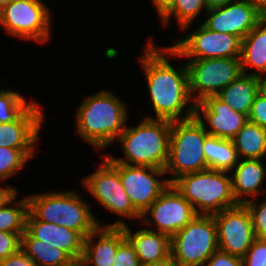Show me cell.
I'll return each instance as SVG.
<instances>
[{
    "instance_id": "6da1fadb",
    "label": "cell",
    "mask_w": 266,
    "mask_h": 266,
    "mask_svg": "<svg viewBox=\"0 0 266 266\" xmlns=\"http://www.w3.org/2000/svg\"><path fill=\"white\" fill-rule=\"evenodd\" d=\"M153 40V37L148 39L145 50L138 57L156 115L145 117L170 121L190 119L195 115V103L189 93L186 63L174 68L166 57L168 46L157 47Z\"/></svg>"
},
{
    "instance_id": "7a4b0ae2",
    "label": "cell",
    "mask_w": 266,
    "mask_h": 266,
    "mask_svg": "<svg viewBox=\"0 0 266 266\" xmlns=\"http://www.w3.org/2000/svg\"><path fill=\"white\" fill-rule=\"evenodd\" d=\"M128 111L127 103L115 93L101 90L81 100L75 111V131L95 149L108 148L125 129Z\"/></svg>"
},
{
    "instance_id": "3957f363",
    "label": "cell",
    "mask_w": 266,
    "mask_h": 266,
    "mask_svg": "<svg viewBox=\"0 0 266 266\" xmlns=\"http://www.w3.org/2000/svg\"><path fill=\"white\" fill-rule=\"evenodd\" d=\"M171 123L167 119L145 117L135 127L126 126L116 140L124 157L108 156L115 163L165 169L169 157Z\"/></svg>"
},
{
    "instance_id": "277c9868",
    "label": "cell",
    "mask_w": 266,
    "mask_h": 266,
    "mask_svg": "<svg viewBox=\"0 0 266 266\" xmlns=\"http://www.w3.org/2000/svg\"><path fill=\"white\" fill-rule=\"evenodd\" d=\"M29 212L37 219L64 226L84 239L98 226H105L92 213L90 204L76 190L28 195Z\"/></svg>"
},
{
    "instance_id": "5b68a950",
    "label": "cell",
    "mask_w": 266,
    "mask_h": 266,
    "mask_svg": "<svg viewBox=\"0 0 266 266\" xmlns=\"http://www.w3.org/2000/svg\"><path fill=\"white\" fill-rule=\"evenodd\" d=\"M171 184L197 215L213 216L239 205L233 195L230 172L206 169L182 175Z\"/></svg>"
},
{
    "instance_id": "8992f818",
    "label": "cell",
    "mask_w": 266,
    "mask_h": 266,
    "mask_svg": "<svg viewBox=\"0 0 266 266\" xmlns=\"http://www.w3.org/2000/svg\"><path fill=\"white\" fill-rule=\"evenodd\" d=\"M209 134L204 126L192 117L172 121L170 127L169 157L165 166L171 184L178 177L209 169L204 155V143Z\"/></svg>"
},
{
    "instance_id": "52a82bcc",
    "label": "cell",
    "mask_w": 266,
    "mask_h": 266,
    "mask_svg": "<svg viewBox=\"0 0 266 266\" xmlns=\"http://www.w3.org/2000/svg\"><path fill=\"white\" fill-rule=\"evenodd\" d=\"M51 10L44 0H14L0 10V26L13 38L46 44L53 33Z\"/></svg>"
},
{
    "instance_id": "ba28073f",
    "label": "cell",
    "mask_w": 266,
    "mask_h": 266,
    "mask_svg": "<svg viewBox=\"0 0 266 266\" xmlns=\"http://www.w3.org/2000/svg\"><path fill=\"white\" fill-rule=\"evenodd\" d=\"M171 257L177 266H205L219 249L214 216L196 215L170 238Z\"/></svg>"
},
{
    "instance_id": "9c48e42d",
    "label": "cell",
    "mask_w": 266,
    "mask_h": 266,
    "mask_svg": "<svg viewBox=\"0 0 266 266\" xmlns=\"http://www.w3.org/2000/svg\"><path fill=\"white\" fill-rule=\"evenodd\" d=\"M189 93L196 104L206 97L216 96L242 73L240 57L188 59Z\"/></svg>"
},
{
    "instance_id": "30bf717a",
    "label": "cell",
    "mask_w": 266,
    "mask_h": 266,
    "mask_svg": "<svg viewBox=\"0 0 266 266\" xmlns=\"http://www.w3.org/2000/svg\"><path fill=\"white\" fill-rule=\"evenodd\" d=\"M168 46L170 57L187 59H213L241 57L242 39L238 36L215 32L202 23Z\"/></svg>"
},
{
    "instance_id": "8fae6325",
    "label": "cell",
    "mask_w": 266,
    "mask_h": 266,
    "mask_svg": "<svg viewBox=\"0 0 266 266\" xmlns=\"http://www.w3.org/2000/svg\"><path fill=\"white\" fill-rule=\"evenodd\" d=\"M95 172L84 177L82 185L103 209L129 221L141 220V214L133 207L118 170L103 156Z\"/></svg>"
},
{
    "instance_id": "7c38bea8",
    "label": "cell",
    "mask_w": 266,
    "mask_h": 266,
    "mask_svg": "<svg viewBox=\"0 0 266 266\" xmlns=\"http://www.w3.org/2000/svg\"><path fill=\"white\" fill-rule=\"evenodd\" d=\"M102 155L118 170L123 189L141 215L170 184L164 169L115 163L107 154Z\"/></svg>"
},
{
    "instance_id": "4fadbf2b",
    "label": "cell",
    "mask_w": 266,
    "mask_h": 266,
    "mask_svg": "<svg viewBox=\"0 0 266 266\" xmlns=\"http://www.w3.org/2000/svg\"><path fill=\"white\" fill-rule=\"evenodd\" d=\"M196 215L192 205L172 184H169L155 202L141 215L140 221L142 223L140 224L145 225L148 229L152 227L154 231L166 234L171 238Z\"/></svg>"
},
{
    "instance_id": "5bb4252c",
    "label": "cell",
    "mask_w": 266,
    "mask_h": 266,
    "mask_svg": "<svg viewBox=\"0 0 266 266\" xmlns=\"http://www.w3.org/2000/svg\"><path fill=\"white\" fill-rule=\"evenodd\" d=\"M213 216L217 225L219 250L243 258L256 239L247 207L239 204Z\"/></svg>"
},
{
    "instance_id": "9a60e30c",
    "label": "cell",
    "mask_w": 266,
    "mask_h": 266,
    "mask_svg": "<svg viewBox=\"0 0 266 266\" xmlns=\"http://www.w3.org/2000/svg\"><path fill=\"white\" fill-rule=\"evenodd\" d=\"M39 104L34 101L15 121L0 123V147L19 149L30 160L35 157L38 150L35 145L46 121Z\"/></svg>"
},
{
    "instance_id": "2e32d148",
    "label": "cell",
    "mask_w": 266,
    "mask_h": 266,
    "mask_svg": "<svg viewBox=\"0 0 266 266\" xmlns=\"http://www.w3.org/2000/svg\"><path fill=\"white\" fill-rule=\"evenodd\" d=\"M202 24L215 32L229 33L243 39L264 16L249 0H234L229 4L209 9Z\"/></svg>"
},
{
    "instance_id": "e0dca14e",
    "label": "cell",
    "mask_w": 266,
    "mask_h": 266,
    "mask_svg": "<svg viewBox=\"0 0 266 266\" xmlns=\"http://www.w3.org/2000/svg\"><path fill=\"white\" fill-rule=\"evenodd\" d=\"M194 116L209 135L223 139H232L248 122L247 115L234 111L217 96L196 103Z\"/></svg>"
},
{
    "instance_id": "ac0fdd59",
    "label": "cell",
    "mask_w": 266,
    "mask_h": 266,
    "mask_svg": "<svg viewBox=\"0 0 266 266\" xmlns=\"http://www.w3.org/2000/svg\"><path fill=\"white\" fill-rule=\"evenodd\" d=\"M26 230L43 243L64 251L72 260L83 257L84 238L74 230L37 220L30 212L26 218Z\"/></svg>"
},
{
    "instance_id": "d6986e66",
    "label": "cell",
    "mask_w": 266,
    "mask_h": 266,
    "mask_svg": "<svg viewBox=\"0 0 266 266\" xmlns=\"http://www.w3.org/2000/svg\"><path fill=\"white\" fill-rule=\"evenodd\" d=\"M125 238L122 226H98L84 239L82 260L87 266H112Z\"/></svg>"
},
{
    "instance_id": "ffe728a7",
    "label": "cell",
    "mask_w": 266,
    "mask_h": 266,
    "mask_svg": "<svg viewBox=\"0 0 266 266\" xmlns=\"http://www.w3.org/2000/svg\"><path fill=\"white\" fill-rule=\"evenodd\" d=\"M126 223L119 217L118 220L105 224V226L123 227L125 237L133 245L140 264L161 261L171 255L169 236L146 227L132 232V228Z\"/></svg>"
},
{
    "instance_id": "44dd1931",
    "label": "cell",
    "mask_w": 266,
    "mask_h": 266,
    "mask_svg": "<svg viewBox=\"0 0 266 266\" xmlns=\"http://www.w3.org/2000/svg\"><path fill=\"white\" fill-rule=\"evenodd\" d=\"M265 165L264 159H240L230 171L233 195L239 204L257 199L266 191L263 187L266 184Z\"/></svg>"
},
{
    "instance_id": "7402d4cb",
    "label": "cell",
    "mask_w": 266,
    "mask_h": 266,
    "mask_svg": "<svg viewBox=\"0 0 266 266\" xmlns=\"http://www.w3.org/2000/svg\"><path fill=\"white\" fill-rule=\"evenodd\" d=\"M240 59L243 73L266 75V17L242 39Z\"/></svg>"
},
{
    "instance_id": "603a6c76",
    "label": "cell",
    "mask_w": 266,
    "mask_h": 266,
    "mask_svg": "<svg viewBox=\"0 0 266 266\" xmlns=\"http://www.w3.org/2000/svg\"><path fill=\"white\" fill-rule=\"evenodd\" d=\"M257 94V76L242 73L216 96L223 102L229 104L234 111L248 116Z\"/></svg>"
},
{
    "instance_id": "cb8c5ba5",
    "label": "cell",
    "mask_w": 266,
    "mask_h": 266,
    "mask_svg": "<svg viewBox=\"0 0 266 266\" xmlns=\"http://www.w3.org/2000/svg\"><path fill=\"white\" fill-rule=\"evenodd\" d=\"M231 140L240 159L266 158V128L248 121Z\"/></svg>"
},
{
    "instance_id": "d4e9b609",
    "label": "cell",
    "mask_w": 266,
    "mask_h": 266,
    "mask_svg": "<svg viewBox=\"0 0 266 266\" xmlns=\"http://www.w3.org/2000/svg\"><path fill=\"white\" fill-rule=\"evenodd\" d=\"M21 250L36 266H66L72 261L64 251L34 238L27 230L21 235Z\"/></svg>"
},
{
    "instance_id": "484cf974",
    "label": "cell",
    "mask_w": 266,
    "mask_h": 266,
    "mask_svg": "<svg viewBox=\"0 0 266 266\" xmlns=\"http://www.w3.org/2000/svg\"><path fill=\"white\" fill-rule=\"evenodd\" d=\"M203 150L209 169L230 172L240 160L231 139L208 135Z\"/></svg>"
},
{
    "instance_id": "4316f807",
    "label": "cell",
    "mask_w": 266,
    "mask_h": 266,
    "mask_svg": "<svg viewBox=\"0 0 266 266\" xmlns=\"http://www.w3.org/2000/svg\"><path fill=\"white\" fill-rule=\"evenodd\" d=\"M208 10L203 0H176L174 6L160 19L162 27L171 24V19L176 21L177 28L181 31H187L191 24Z\"/></svg>"
},
{
    "instance_id": "83f0119b",
    "label": "cell",
    "mask_w": 266,
    "mask_h": 266,
    "mask_svg": "<svg viewBox=\"0 0 266 266\" xmlns=\"http://www.w3.org/2000/svg\"><path fill=\"white\" fill-rule=\"evenodd\" d=\"M17 198L18 195L0 208V231L22 235L26 230L29 202L27 196L19 200Z\"/></svg>"
},
{
    "instance_id": "f1b7e54d",
    "label": "cell",
    "mask_w": 266,
    "mask_h": 266,
    "mask_svg": "<svg viewBox=\"0 0 266 266\" xmlns=\"http://www.w3.org/2000/svg\"><path fill=\"white\" fill-rule=\"evenodd\" d=\"M7 88H0V123L15 121L33 102H27L26 96Z\"/></svg>"
},
{
    "instance_id": "f546056e",
    "label": "cell",
    "mask_w": 266,
    "mask_h": 266,
    "mask_svg": "<svg viewBox=\"0 0 266 266\" xmlns=\"http://www.w3.org/2000/svg\"><path fill=\"white\" fill-rule=\"evenodd\" d=\"M29 161L19 149L0 147V183L16 176Z\"/></svg>"
},
{
    "instance_id": "4dcf8cb0",
    "label": "cell",
    "mask_w": 266,
    "mask_h": 266,
    "mask_svg": "<svg viewBox=\"0 0 266 266\" xmlns=\"http://www.w3.org/2000/svg\"><path fill=\"white\" fill-rule=\"evenodd\" d=\"M260 200H249L244 203L250 212L252 225L257 239L266 240V199L259 203Z\"/></svg>"
},
{
    "instance_id": "1f68e13d",
    "label": "cell",
    "mask_w": 266,
    "mask_h": 266,
    "mask_svg": "<svg viewBox=\"0 0 266 266\" xmlns=\"http://www.w3.org/2000/svg\"><path fill=\"white\" fill-rule=\"evenodd\" d=\"M112 266H140L136 251L127 238L119 244Z\"/></svg>"
},
{
    "instance_id": "d6a6232c",
    "label": "cell",
    "mask_w": 266,
    "mask_h": 266,
    "mask_svg": "<svg viewBox=\"0 0 266 266\" xmlns=\"http://www.w3.org/2000/svg\"><path fill=\"white\" fill-rule=\"evenodd\" d=\"M243 266H266V240L255 239L244 257Z\"/></svg>"
},
{
    "instance_id": "836d02e7",
    "label": "cell",
    "mask_w": 266,
    "mask_h": 266,
    "mask_svg": "<svg viewBox=\"0 0 266 266\" xmlns=\"http://www.w3.org/2000/svg\"><path fill=\"white\" fill-rule=\"evenodd\" d=\"M21 249V235L0 231V260L18 252Z\"/></svg>"
},
{
    "instance_id": "e575fe53",
    "label": "cell",
    "mask_w": 266,
    "mask_h": 266,
    "mask_svg": "<svg viewBox=\"0 0 266 266\" xmlns=\"http://www.w3.org/2000/svg\"><path fill=\"white\" fill-rule=\"evenodd\" d=\"M248 121L258 124L260 127L266 128V99L256 95L248 114Z\"/></svg>"
},
{
    "instance_id": "d590c367",
    "label": "cell",
    "mask_w": 266,
    "mask_h": 266,
    "mask_svg": "<svg viewBox=\"0 0 266 266\" xmlns=\"http://www.w3.org/2000/svg\"><path fill=\"white\" fill-rule=\"evenodd\" d=\"M205 266H243L242 258L216 250L208 259Z\"/></svg>"
},
{
    "instance_id": "8d00e7d4",
    "label": "cell",
    "mask_w": 266,
    "mask_h": 266,
    "mask_svg": "<svg viewBox=\"0 0 266 266\" xmlns=\"http://www.w3.org/2000/svg\"><path fill=\"white\" fill-rule=\"evenodd\" d=\"M0 266H36L31 258H29L21 249L8 256L6 259L0 260Z\"/></svg>"
},
{
    "instance_id": "74e56055",
    "label": "cell",
    "mask_w": 266,
    "mask_h": 266,
    "mask_svg": "<svg viewBox=\"0 0 266 266\" xmlns=\"http://www.w3.org/2000/svg\"><path fill=\"white\" fill-rule=\"evenodd\" d=\"M18 188L6 185L0 186V208L6 206L9 202H11L17 195H19Z\"/></svg>"
},
{
    "instance_id": "f35d334b",
    "label": "cell",
    "mask_w": 266,
    "mask_h": 266,
    "mask_svg": "<svg viewBox=\"0 0 266 266\" xmlns=\"http://www.w3.org/2000/svg\"><path fill=\"white\" fill-rule=\"evenodd\" d=\"M153 2L155 11L161 19L175 4L176 0H151Z\"/></svg>"
},
{
    "instance_id": "ab89813d",
    "label": "cell",
    "mask_w": 266,
    "mask_h": 266,
    "mask_svg": "<svg viewBox=\"0 0 266 266\" xmlns=\"http://www.w3.org/2000/svg\"><path fill=\"white\" fill-rule=\"evenodd\" d=\"M203 1H204V4L207 10H209V9L225 6L234 0H203Z\"/></svg>"
},
{
    "instance_id": "60d3db41",
    "label": "cell",
    "mask_w": 266,
    "mask_h": 266,
    "mask_svg": "<svg viewBox=\"0 0 266 266\" xmlns=\"http://www.w3.org/2000/svg\"><path fill=\"white\" fill-rule=\"evenodd\" d=\"M258 94L266 99V75L257 76Z\"/></svg>"
},
{
    "instance_id": "b9f144b4",
    "label": "cell",
    "mask_w": 266,
    "mask_h": 266,
    "mask_svg": "<svg viewBox=\"0 0 266 266\" xmlns=\"http://www.w3.org/2000/svg\"><path fill=\"white\" fill-rule=\"evenodd\" d=\"M140 266H177V265L170 255L168 258L164 260L146 263V264H140Z\"/></svg>"
},
{
    "instance_id": "7bdbcfd3",
    "label": "cell",
    "mask_w": 266,
    "mask_h": 266,
    "mask_svg": "<svg viewBox=\"0 0 266 266\" xmlns=\"http://www.w3.org/2000/svg\"><path fill=\"white\" fill-rule=\"evenodd\" d=\"M254 4L257 10L266 17V0H249Z\"/></svg>"
},
{
    "instance_id": "ee69618b",
    "label": "cell",
    "mask_w": 266,
    "mask_h": 266,
    "mask_svg": "<svg viewBox=\"0 0 266 266\" xmlns=\"http://www.w3.org/2000/svg\"><path fill=\"white\" fill-rule=\"evenodd\" d=\"M66 266H87V264L82 259H79V260H72Z\"/></svg>"
},
{
    "instance_id": "f6af8a7d",
    "label": "cell",
    "mask_w": 266,
    "mask_h": 266,
    "mask_svg": "<svg viewBox=\"0 0 266 266\" xmlns=\"http://www.w3.org/2000/svg\"><path fill=\"white\" fill-rule=\"evenodd\" d=\"M14 0H0V10L6 6L9 5L11 2H13Z\"/></svg>"
}]
</instances>
